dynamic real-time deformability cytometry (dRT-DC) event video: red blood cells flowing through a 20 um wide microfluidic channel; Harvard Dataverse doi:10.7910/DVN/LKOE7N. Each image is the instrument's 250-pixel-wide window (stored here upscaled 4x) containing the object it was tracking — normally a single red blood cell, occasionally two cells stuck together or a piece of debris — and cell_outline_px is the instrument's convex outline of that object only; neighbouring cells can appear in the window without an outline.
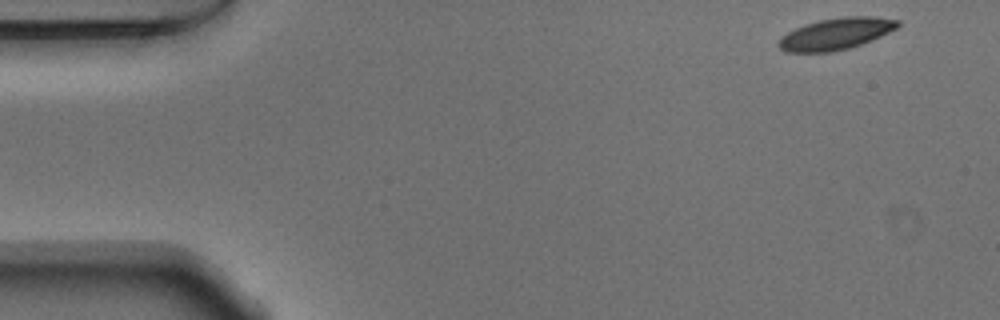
{"species": "Egyptian fruit bat (a non-hibernating species)", "species_latin": "Rousettus aegyptiacus", "temperature_condition": "warm", "stored_images_in_passage": 51, "camera_frame_rate_fps": 3000, "um_per_image_px": 0.085, "animal": {"sex": "male"}, "frame": {"image": 1, "passage_image": 1, "time_ms": 0.0, "image_size_px": [1000, 320], "cell_outline_px": [[900, 24], [896, 28], [880, 36], [860, 44], [848, 48], [832, 52], [784, 52], [780, 48], [780, 40], [788, 32], [804, 24], [820, 20], [840, 16], [872, 16], [900, 20]], "centroid_in_image_um": [71.07, 2.86], "position_along_channel_um": 13.9, "area_um2": 21.68}}
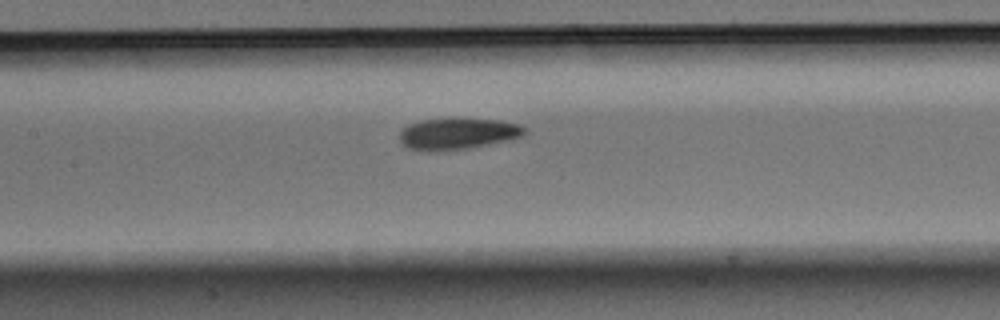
{"frame": {"image": 2, "passage_image": 22, "time_ms": 7.0, "image_size_px": [1000, 320], "cell_outline_px": [[528, 128], [524, 136], [508, 140], [468, 148], [436, 152], [428, 152], [408, 148], [400, 140], [400, 132], [408, 124], [420, 120], [448, 116], [452, 116], [500, 120], [520, 124]], "centroid_in_image_um": [38.92, 11.33], "position_along_channel_um": 168.5, "area_um2": 23.81}}
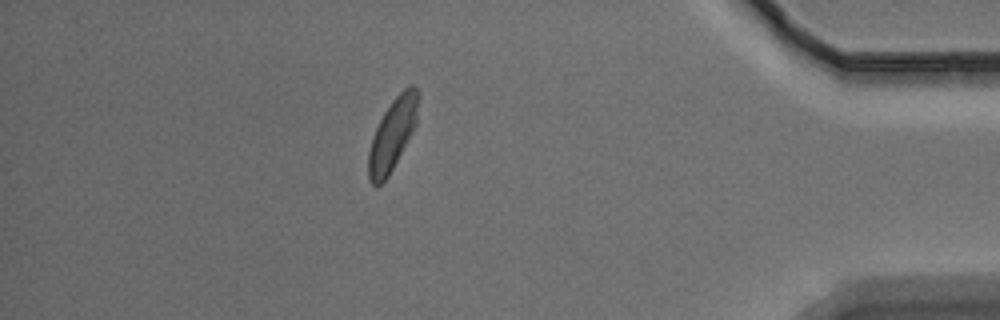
{"frame": {"image": 3, "passage_image": 44, "time_ms": 14.333, "image_size_px": [1000, 320], "cell_outline_px": [[420, 96], [416, 124], [412, 132], [388, 176], [376, 188], [372, 184], [368, 176], [368, 152], [372, 136], [384, 112], [392, 100], [408, 84], [412, 84], [420, 92]], "centroid_in_image_um": [33.37, 11.38], "position_along_channel_um": 401.8, "area_um2": 20.75}, "authors_computed_cell_mechanics": {"area_um2": 22.1374, "velocity_mm_per_s": 3.7576, "shape_relaxation_time_tau1_ms": 2.8517, "shape_relaxation_time_tau2_ms": 2.1318, "deformation_change_tau1": 0.1118, "deformation_change_tau2": 0.0672}}